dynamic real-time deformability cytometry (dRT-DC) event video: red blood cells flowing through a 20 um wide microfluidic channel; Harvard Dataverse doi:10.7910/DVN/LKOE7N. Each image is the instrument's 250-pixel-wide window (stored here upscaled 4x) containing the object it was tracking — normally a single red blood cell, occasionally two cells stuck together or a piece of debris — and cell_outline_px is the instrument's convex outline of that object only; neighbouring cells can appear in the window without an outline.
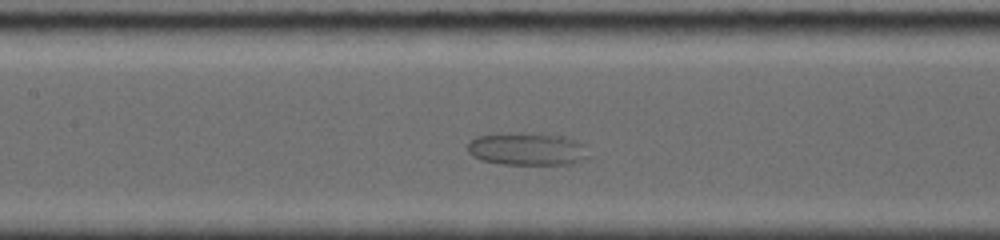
{"species": "common noctule bat (a hibernating species)", "species_latin": "Nyctalus noctula", "temperature_condition": "room temperature", "stored_images_in_passage": 45, "segment_of_instrument_passage": [1, 2], "camera_frame_rate_fps": 5000, "um_per_image_px": 0.085, "animal": {"sex": "female", "body_mass_g": 19.0, "forearm_length_mm": 56.7}, "frame": {"image": 1, "passage_image": 9, "time_ms": 1.6, "image_size_px": [1000, 240], "cell_outline_px": [[588, 156], [584, 160], [572, 164], [500, 164], [480, 160], [472, 156], [468, 152], [468, 144], [472, 140], [480, 136], [560, 136], [584, 144]], "centroid_in_image_um": [44.83, 12.75], "position_along_channel_um": 162.6, "area_um2": 21.62}}
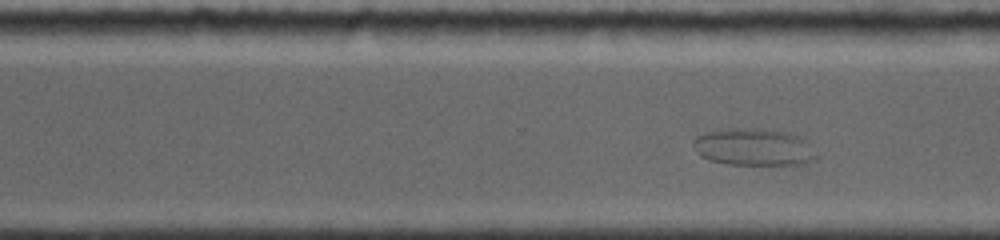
{"frame": {"image": 2, "passage_image": 29, "time_ms": 5.6, "image_size_px": [1000, 240], "cell_outline_px": [[812, 160], [804, 164], [724, 164], [708, 160], [700, 156], [696, 140], [696, 136], [708, 132], [788, 132], [796, 136], [800, 140]], "centroid_in_image_um": [63.95, 12.59], "position_along_channel_um": 306.7, "area_um2": 23.64}}
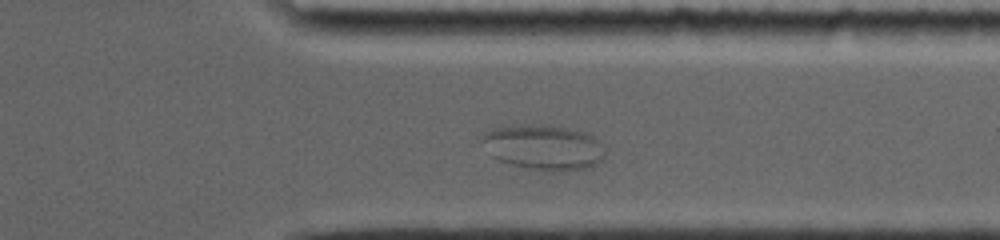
{"frame": {"image": 3, "passage_image": 37, "time_ms": 7.2, "image_size_px": [1000, 240], "cell_outline_px": [[604, 156], [596, 164], [588, 168], [560, 172], [548, 172], [512, 164], [500, 160], [496, 156], [484, 140], [484, 132], [500, 124], [524, 124], [564, 128], [580, 132], [592, 136], [596, 140]], "centroid_in_image_um": [46.19, 12.52], "position_along_channel_um": 365.2, "area_um2": 31.39}}